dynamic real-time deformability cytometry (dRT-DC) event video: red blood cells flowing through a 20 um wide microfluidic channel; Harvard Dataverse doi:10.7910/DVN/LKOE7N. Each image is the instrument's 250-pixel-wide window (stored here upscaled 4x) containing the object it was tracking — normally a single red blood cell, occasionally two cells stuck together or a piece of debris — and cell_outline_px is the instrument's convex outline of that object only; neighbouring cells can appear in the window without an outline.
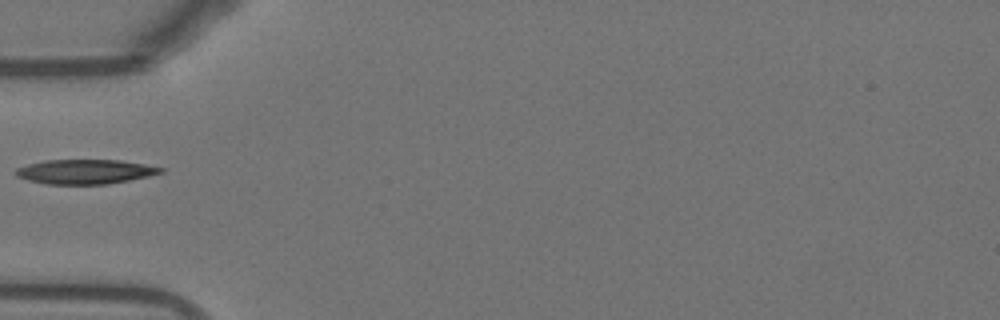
{"species": "Egyptian fruit bat (a non-hibernating species)", "species_latin": "Rousettus aegyptiacus", "temperature_condition": "warm", "stored_images_in_passage": 35, "camera_frame_rate_fps": 3000, "um_per_image_px": 0.085, "animal": {"sex": "female"}, "frame": {"image": 1, "passage_image": 1, "time_ms": 0.0, "image_size_px": [1000, 320], "cell_outline_px": [[164, 172], [148, 176], [108, 184], [48, 184], [28, 180], [16, 176], [12, 172], [16, 168], [28, 164], [44, 160], [120, 160], [144, 164], [164, 168]], "centroid_in_image_um": [7.2, 14.59], "position_along_channel_um": 77.8, "area_um2": 20.69}}
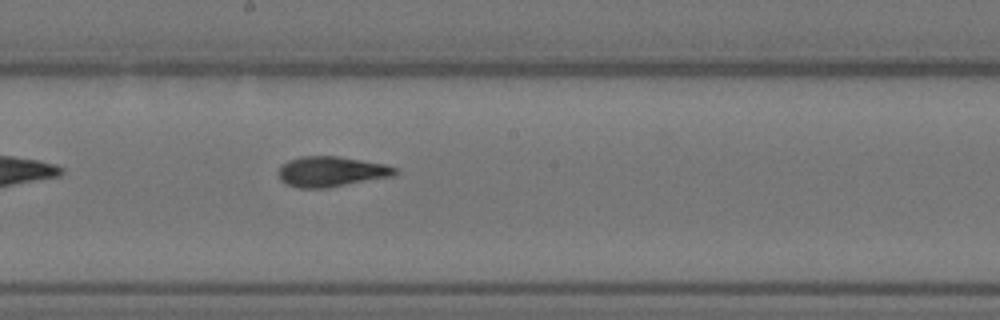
{"frame": {"image": 2, "passage_image": 12, "time_ms": 3.667, "image_size_px": [1000, 320], "cell_outline_px": [[396, 172], [392, 176], [328, 188], [296, 188], [284, 184], [280, 180], [276, 172], [280, 164], [288, 160], [300, 156], [340, 156], [384, 164], [396, 168]], "centroid_in_image_um": [28.05, 14.59], "position_along_channel_um": 220.2, "area_um2": 20.87}}
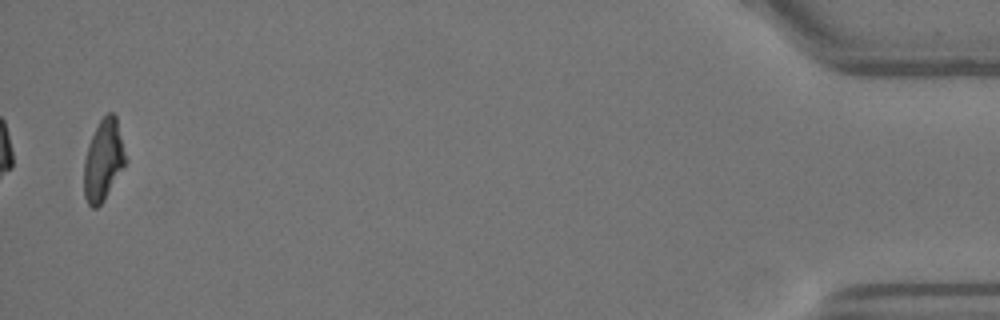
{"frame": {"image": 3, "passage_image": 35, "time_ms": 11.333, "image_size_px": [1000, 320], "cell_outline_px": [[128, 160], [104, 200], [96, 208], [92, 208], [88, 204], [84, 196], [84, 160], [88, 144], [100, 120], [108, 112], [112, 112], [116, 116]], "centroid_in_image_um": [8.8, 13.62], "position_along_channel_um": 426.4, "area_um2": 19.71}}